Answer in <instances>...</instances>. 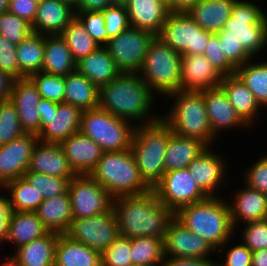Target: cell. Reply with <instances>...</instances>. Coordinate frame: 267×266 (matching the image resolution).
<instances>
[{
	"label": "cell",
	"mask_w": 267,
	"mask_h": 266,
	"mask_svg": "<svg viewBox=\"0 0 267 266\" xmlns=\"http://www.w3.org/2000/svg\"><path fill=\"white\" fill-rule=\"evenodd\" d=\"M112 209L119 233L128 238L156 237L164 239L175 213L159 201L155 191L113 199Z\"/></svg>",
	"instance_id": "3957f363"
},
{
	"label": "cell",
	"mask_w": 267,
	"mask_h": 266,
	"mask_svg": "<svg viewBox=\"0 0 267 266\" xmlns=\"http://www.w3.org/2000/svg\"><path fill=\"white\" fill-rule=\"evenodd\" d=\"M239 190L234 193V201L229 202L231 221L235 230L240 222L246 224L267 218V195L247 185Z\"/></svg>",
	"instance_id": "d4e9b609"
},
{
	"label": "cell",
	"mask_w": 267,
	"mask_h": 266,
	"mask_svg": "<svg viewBox=\"0 0 267 266\" xmlns=\"http://www.w3.org/2000/svg\"><path fill=\"white\" fill-rule=\"evenodd\" d=\"M12 213L9 199L6 195L0 194V244L3 245V241L6 240L8 234V225L10 215ZM0 245V246H1Z\"/></svg>",
	"instance_id": "6f0895ef"
},
{
	"label": "cell",
	"mask_w": 267,
	"mask_h": 266,
	"mask_svg": "<svg viewBox=\"0 0 267 266\" xmlns=\"http://www.w3.org/2000/svg\"><path fill=\"white\" fill-rule=\"evenodd\" d=\"M41 99L36 86L28 77L14 80L9 100L17 109L25 133H40V114L37 107Z\"/></svg>",
	"instance_id": "e0dca14e"
},
{
	"label": "cell",
	"mask_w": 267,
	"mask_h": 266,
	"mask_svg": "<svg viewBox=\"0 0 267 266\" xmlns=\"http://www.w3.org/2000/svg\"><path fill=\"white\" fill-rule=\"evenodd\" d=\"M24 177L28 180L30 185L40 192L44 200L63 194L68 190L69 180L67 178L31 171H26Z\"/></svg>",
	"instance_id": "ee69618b"
},
{
	"label": "cell",
	"mask_w": 267,
	"mask_h": 266,
	"mask_svg": "<svg viewBox=\"0 0 267 266\" xmlns=\"http://www.w3.org/2000/svg\"><path fill=\"white\" fill-rule=\"evenodd\" d=\"M267 13L251 1L236 0L232 16L215 33L227 60L238 68L262 52L267 45Z\"/></svg>",
	"instance_id": "6da1fadb"
},
{
	"label": "cell",
	"mask_w": 267,
	"mask_h": 266,
	"mask_svg": "<svg viewBox=\"0 0 267 266\" xmlns=\"http://www.w3.org/2000/svg\"><path fill=\"white\" fill-rule=\"evenodd\" d=\"M48 232L36 212L12 211L5 242H10L16 249L32 240L43 237Z\"/></svg>",
	"instance_id": "836d02e7"
},
{
	"label": "cell",
	"mask_w": 267,
	"mask_h": 266,
	"mask_svg": "<svg viewBox=\"0 0 267 266\" xmlns=\"http://www.w3.org/2000/svg\"><path fill=\"white\" fill-rule=\"evenodd\" d=\"M215 261L209 258H178L164 256L160 266H213Z\"/></svg>",
	"instance_id": "9f6ffc18"
},
{
	"label": "cell",
	"mask_w": 267,
	"mask_h": 266,
	"mask_svg": "<svg viewBox=\"0 0 267 266\" xmlns=\"http://www.w3.org/2000/svg\"><path fill=\"white\" fill-rule=\"evenodd\" d=\"M171 133V127L162 118L152 124L135 127L131 151L140 176L151 189L165 173L164 157Z\"/></svg>",
	"instance_id": "5b68a950"
},
{
	"label": "cell",
	"mask_w": 267,
	"mask_h": 266,
	"mask_svg": "<svg viewBox=\"0 0 267 266\" xmlns=\"http://www.w3.org/2000/svg\"><path fill=\"white\" fill-rule=\"evenodd\" d=\"M76 18L84 25L90 36L100 45L104 46L108 41L105 28L104 12H75Z\"/></svg>",
	"instance_id": "c3c4849f"
},
{
	"label": "cell",
	"mask_w": 267,
	"mask_h": 266,
	"mask_svg": "<svg viewBox=\"0 0 267 266\" xmlns=\"http://www.w3.org/2000/svg\"><path fill=\"white\" fill-rule=\"evenodd\" d=\"M163 240L148 236L131 238L132 265L160 266L164 258Z\"/></svg>",
	"instance_id": "60d3db41"
},
{
	"label": "cell",
	"mask_w": 267,
	"mask_h": 266,
	"mask_svg": "<svg viewBox=\"0 0 267 266\" xmlns=\"http://www.w3.org/2000/svg\"><path fill=\"white\" fill-rule=\"evenodd\" d=\"M64 103L78 107L81 111L99 107V88L77 71L64 76Z\"/></svg>",
	"instance_id": "d590c367"
},
{
	"label": "cell",
	"mask_w": 267,
	"mask_h": 266,
	"mask_svg": "<svg viewBox=\"0 0 267 266\" xmlns=\"http://www.w3.org/2000/svg\"><path fill=\"white\" fill-rule=\"evenodd\" d=\"M163 245L164 256L169 257L208 258L211 253H217L208 242L188 230L176 217L168 226Z\"/></svg>",
	"instance_id": "2e32d148"
},
{
	"label": "cell",
	"mask_w": 267,
	"mask_h": 266,
	"mask_svg": "<svg viewBox=\"0 0 267 266\" xmlns=\"http://www.w3.org/2000/svg\"><path fill=\"white\" fill-rule=\"evenodd\" d=\"M68 192L73 220L99 215L112 209L113 197L90 175H76Z\"/></svg>",
	"instance_id": "7c38bea8"
},
{
	"label": "cell",
	"mask_w": 267,
	"mask_h": 266,
	"mask_svg": "<svg viewBox=\"0 0 267 266\" xmlns=\"http://www.w3.org/2000/svg\"><path fill=\"white\" fill-rule=\"evenodd\" d=\"M156 37L150 31L130 26L116 37L110 38L104 47L120 73H139Z\"/></svg>",
	"instance_id": "30bf717a"
},
{
	"label": "cell",
	"mask_w": 267,
	"mask_h": 266,
	"mask_svg": "<svg viewBox=\"0 0 267 266\" xmlns=\"http://www.w3.org/2000/svg\"><path fill=\"white\" fill-rule=\"evenodd\" d=\"M153 190L159 201L174 213L209 197L197 185L188 169L165 172Z\"/></svg>",
	"instance_id": "4fadbf2b"
},
{
	"label": "cell",
	"mask_w": 267,
	"mask_h": 266,
	"mask_svg": "<svg viewBox=\"0 0 267 266\" xmlns=\"http://www.w3.org/2000/svg\"><path fill=\"white\" fill-rule=\"evenodd\" d=\"M131 255V239L119 235L101 253V266H131Z\"/></svg>",
	"instance_id": "f6af8a7d"
},
{
	"label": "cell",
	"mask_w": 267,
	"mask_h": 266,
	"mask_svg": "<svg viewBox=\"0 0 267 266\" xmlns=\"http://www.w3.org/2000/svg\"><path fill=\"white\" fill-rule=\"evenodd\" d=\"M219 86L226 93L236 113L249 127L253 126L261 106L248 87L236 74L223 76Z\"/></svg>",
	"instance_id": "83f0119b"
},
{
	"label": "cell",
	"mask_w": 267,
	"mask_h": 266,
	"mask_svg": "<svg viewBox=\"0 0 267 266\" xmlns=\"http://www.w3.org/2000/svg\"><path fill=\"white\" fill-rule=\"evenodd\" d=\"M9 7V0H0V14L7 12Z\"/></svg>",
	"instance_id": "e7e4bbea"
},
{
	"label": "cell",
	"mask_w": 267,
	"mask_h": 266,
	"mask_svg": "<svg viewBox=\"0 0 267 266\" xmlns=\"http://www.w3.org/2000/svg\"><path fill=\"white\" fill-rule=\"evenodd\" d=\"M166 97L176 100L173 101L174 104L167 115H161V118L171 127L172 132L199 139L211 147L217 136L211 131L204 92L180 90L170 93Z\"/></svg>",
	"instance_id": "52a82bcc"
},
{
	"label": "cell",
	"mask_w": 267,
	"mask_h": 266,
	"mask_svg": "<svg viewBox=\"0 0 267 266\" xmlns=\"http://www.w3.org/2000/svg\"><path fill=\"white\" fill-rule=\"evenodd\" d=\"M37 110L40 114V131L47 125V120L52 115V101L41 99Z\"/></svg>",
	"instance_id": "94428289"
},
{
	"label": "cell",
	"mask_w": 267,
	"mask_h": 266,
	"mask_svg": "<svg viewBox=\"0 0 267 266\" xmlns=\"http://www.w3.org/2000/svg\"><path fill=\"white\" fill-rule=\"evenodd\" d=\"M207 148L208 146L199 139L172 132L164 157L165 172L187 169L188 165Z\"/></svg>",
	"instance_id": "4dcf8cb0"
},
{
	"label": "cell",
	"mask_w": 267,
	"mask_h": 266,
	"mask_svg": "<svg viewBox=\"0 0 267 266\" xmlns=\"http://www.w3.org/2000/svg\"><path fill=\"white\" fill-rule=\"evenodd\" d=\"M27 171L67 178L76 176L59 143L38 141L34 147Z\"/></svg>",
	"instance_id": "7402d4cb"
},
{
	"label": "cell",
	"mask_w": 267,
	"mask_h": 266,
	"mask_svg": "<svg viewBox=\"0 0 267 266\" xmlns=\"http://www.w3.org/2000/svg\"><path fill=\"white\" fill-rule=\"evenodd\" d=\"M252 60L236 68L235 74L253 93L262 110L267 108V61Z\"/></svg>",
	"instance_id": "f35d334b"
},
{
	"label": "cell",
	"mask_w": 267,
	"mask_h": 266,
	"mask_svg": "<svg viewBox=\"0 0 267 266\" xmlns=\"http://www.w3.org/2000/svg\"><path fill=\"white\" fill-rule=\"evenodd\" d=\"M76 71L87 77L98 88L110 83L120 72L117 70L112 56L104 46L76 62Z\"/></svg>",
	"instance_id": "f546056e"
},
{
	"label": "cell",
	"mask_w": 267,
	"mask_h": 266,
	"mask_svg": "<svg viewBox=\"0 0 267 266\" xmlns=\"http://www.w3.org/2000/svg\"><path fill=\"white\" fill-rule=\"evenodd\" d=\"M202 91L204 92V101L211 131L215 136H218L220 131L228 130V128H237V126L250 128L236 113L226 93L220 86Z\"/></svg>",
	"instance_id": "603a6c76"
},
{
	"label": "cell",
	"mask_w": 267,
	"mask_h": 266,
	"mask_svg": "<svg viewBox=\"0 0 267 266\" xmlns=\"http://www.w3.org/2000/svg\"><path fill=\"white\" fill-rule=\"evenodd\" d=\"M131 27L160 33L170 11L168 6L158 0H128L125 6Z\"/></svg>",
	"instance_id": "484cf974"
},
{
	"label": "cell",
	"mask_w": 267,
	"mask_h": 266,
	"mask_svg": "<svg viewBox=\"0 0 267 266\" xmlns=\"http://www.w3.org/2000/svg\"><path fill=\"white\" fill-rule=\"evenodd\" d=\"M110 5L126 6L128 0H109Z\"/></svg>",
	"instance_id": "03108f58"
},
{
	"label": "cell",
	"mask_w": 267,
	"mask_h": 266,
	"mask_svg": "<svg viewBox=\"0 0 267 266\" xmlns=\"http://www.w3.org/2000/svg\"><path fill=\"white\" fill-rule=\"evenodd\" d=\"M203 55L222 76L235 74L236 68L227 60L222 43L215 33L209 37Z\"/></svg>",
	"instance_id": "7dc6e473"
},
{
	"label": "cell",
	"mask_w": 267,
	"mask_h": 266,
	"mask_svg": "<svg viewBox=\"0 0 267 266\" xmlns=\"http://www.w3.org/2000/svg\"><path fill=\"white\" fill-rule=\"evenodd\" d=\"M31 24L24 19L7 12L0 14V35L6 37L15 46L32 33Z\"/></svg>",
	"instance_id": "bcb514c9"
},
{
	"label": "cell",
	"mask_w": 267,
	"mask_h": 266,
	"mask_svg": "<svg viewBox=\"0 0 267 266\" xmlns=\"http://www.w3.org/2000/svg\"><path fill=\"white\" fill-rule=\"evenodd\" d=\"M225 163V159L219 153L208 147L188 165L187 169L197 185L209 197H215L218 195L215 191H218L225 181Z\"/></svg>",
	"instance_id": "ac0fdd59"
},
{
	"label": "cell",
	"mask_w": 267,
	"mask_h": 266,
	"mask_svg": "<svg viewBox=\"0 0 267 266\" xmlns=\"http://www.w3.org/2000/svg\"><path fill=\"white\" fill-rule=\"evenodd\" d=\"M89 175L113 198L137 195L151 189L140 176L131 149L104 152Z\"/></svg>",
	"instance_id": "8992f818"
},
{
	"label": "cell",
	"mask_w": 267,
	"mask_h": 266,
	"mask_svg": "<svg viewBox=\"0 0 267 266\" xmlns=\"http://www.w3.org/2000/svg\"><path fill=\"white\" fill-rule=\"evenodd\" d=\"M252 266H267V249L253 252Z\"/></svg>",
	"instance_id": "be15d7a7"
},
{
	"label": "cell",
	"mask_w": 267,
	"mask_h": 266,
	"mask_svg": "<svg viewBox=\"0 0 267 266\" xmlns=\"http://www.w3.org/2000/svg\"><path fill=\"white\" fill-rule=\"evenodd\" d=\"M1 266H17V264L10 258L6 257V260L3 262V264H0Z\"/></svg>",
	"instance_id": "003e7915"
},
{
	"label": "cell",
	"mask_w": 267,
	"mask_h": 266,
	"mask_svg": "<svg viewBox=\"0 0 267 266\" xmlns=\"http://www.w3.org/2000/svg\"><path fill=\"white\" fill-rule=\"evenodd\" d=\"M60 35L66 41L76 62L88 56L100 46L76 17L65 27Z\"/></svg>",
	"instance_id": "ab89813d"
},
{
	"label": "cell",
	"mask_w": 267,
	"mask_h": 266,
	"mask_svg": "<svg viewBox=\"0 0 267 266\" xmlns=\"http://www.w3.org/2000/svg\"><path fill=\"white\" fill-rule=\"evenodd\" d=\"M2 189L9 190L7 197L12 211L35 212L44 201L40 192L24 176L6 183Z\"/></svg>",
	"instance_id": "74e56055"
},
{
	"label": "cell",
	"mask_w": 267,
	"mask_h": 266,
	"mask_svg": "<svg viewBox=\"0 0 267 266\" xmlns=\"http://www.w3.org/2000/svg\"><path fill=\"white\" fill-rule=\"evenodd\" d=\"M38 141V135L24 133L10 143L0 145V188L24 176Z\"/></svg>",
	"instance_id": "9a60e30c"
},
{
	"label": "cell",
	"mask_w": 267,
	"mask_h": 266,
	"mask_svg": "<svg viewBox=\"0 0 267 266\" xmlns=\"http://www.w3.org/2000/svg\"><path fill=\"white\" fill-rule=\"evenodd\" d=\"M251 164L245 174V185L267 195V155Z\"/></svg>",
	"instance_id": "f5cc1de1"
},
{
	"label": "cell",
	"mask_w": 267,
	"mask_h": 266,
	"mask_svg": "<svg viewBox=\"0 0 267 266\" xmlns=\"http://www.w3.org/2000/svg\"><path fill=\"white\" fill-rule=\"evenodd\" d=\"M154 95L139 73H120L99 88V108L134 126L149 125L161 118L150 112Z\"/></svg>",
	"instance_id": "7a4b0ae2"
},
{
	"label": "cell",
	"mask_w": 267,
	"mask_h": 266,
	"mask_svg": "<svg viewBox=\"0 0 267 266\" xmlns=\"http://www.w3.org/2000/svg\"><path fill=\"white\" fill-rule=\"evenodd\" d=\"M61 1L71 5L74 9H76L80 0H61Z\"/></svg>",
	"instance_id": "a7ac6f4b"
},
{
	"label": "cell",
	"mask_w": 267,
	"mask_h": 266,
	"mask_svg": "<svg viewBox=\"0 0 267 266\" xmlns=\"http://www.w3.org/2000/svg\"><path fill=\"white\" fill-rule=\"evenodd\" d=\"M235 2L236 0H199L187 13L202 29L217 33L232 16Z\"/></svg>",
	"instance_id": "f1b7e54d"
},
{
	"label": "cell",
	"mask_w": 267,
	"mask_h": 266,
	"mask_svg": "<svg viewBox=\"0 0 267 266\" xmlns=\"http://www.w3.org/2000/svg\"><path fill=\"white\" fill-rule=\"evenodd\" d=\"M242 242L252 251L267 249V218L244 225Z\"/></svg>",
	"instance_id": "681fc988"
},
{
	"label": "cell",
	"mask_w": 267,
	"mask_h": 266,
	"mask_svg": "<svg viewBox=\"0 0 267 266\" xmlns=\"http://www.w3.org/2000/svg\"><path fill=\"white\" fill-rule=\"evenodd\" d=\"M36 86L42 99H47L57 103L64 102V76L46 74L42 71L34 73L28 77Z\"/></svg>",
	"instance_id": "b9f144b4"
},
{
	"label": "cell",
	"mask_w": 267,
	"mask_h": 266,
	"mask_svg": "<svg viewBox=\"0 0 267 266\" xmlns=\"http://www.w3.org/2000/svg\"><path fill=\"white\" fill-rule=\"evenodd\" d=\"M35 212L49 232L65 234L73 221L68 190L44 200Z\"/></svg>",
	"instance_id": "1f68e13d"
},
{
	"label": "cell",
	"mask_w": 267,
	"mask_h": 266,
	"mask_svg": "<svg viewBox=\"0 0 267 266\" xmlns=\"http://www.w3.org/2000/svg\"><path fill=\"white\" fill-rule=\"evenodd\" d=\"M0 70L8 73L14 79H19L16 46L2 35H0Z\"/></svg>",
	"instance_id": "816d5d0a"
},
{
	"label": "cell",
	"mask_w": 267,
	"mask_h": 266,
	"mask_svg": "<svg viewBox=\"0 0 267 266\" xmlns=\"http://www.w3.org/2000/svg\"><path fill=\"white\" fill-rule=\"evenodd\" d=\"M253 252L242 242L232 246L224 258V262H219L221 266H252Z\"/></svg>",
	"instance_id": "db71d44e"
},
{
	"label": "cell",
	"mask_w": 267,
	"mask_h": 266,
	"mask_svg": "<svg viewBox=\"0 0 267 266\" xmlns=\"http://www.w3.org/2000/svg\"><path fill=\"white\" fill-rule=\"evenodd\" d=\"M181 58V54L159 38L154 39L139 72L154 94L166 97L181 90Z\"/></svg>",
	"instance_id": "ba28073f"
},
{
	"label": "cell",
	"mask_w": 267,
	"mask_h": 266,
	"mask_svg": "<svg viewBox=\"0 0 267 266\" xmlns=\"http://www.w3.org/2000/svg\"><path fill=\"white\" fill-rule=\"evenodd\" d=\"M75 17V9L61 0H40L32 31L42 35H60Z\"/></svg>",
	"instance_id": "cb8c5ba5"
},
{
	"label": "cell",
	"mask_w": 267,
	"mask_h": 266,
	"mask_svg": "<svg viewBox=\"0 0 267 266\" xmlns=\"http://www.w3.org/2000/svg\"><path fill=\"white\" fill-rule=\"evenodd\" d=\"M175 217L188 230L208 242L216 252H222L234 234L229 202L222 197H208L184 206L175 213Z\"/></svg>",
	"instance_id": "277c9868"
},
{
	"label": "cell",
	"mask_w": 267,
	"mask_h": 266,
	"mask_svg": "<svg viewBox=\"0 0 267 266\" xmlns=\"http://www.w3.org/2000/svg\"><path fill=\"white\" fill-rule=\"evenodd\" d=\"M82 112L78 107L71 104L52 101V115L47 120V125L38 134L39 141L60 143L79 132Z\"/></svg>",
	"instance_id": "ffe728a7"
},
{
	"label": "cell",
	"mask_w": 267,
	"mask_h": 266,
	"mask_svg": "<svg viewBox=\"0 0 267 266\" xmlns=\"http://www.w3.org/2000/svg\"><path fill=\"white\" fill-rule=\"evenodd\" d=\"M158 1H160V2H162V3H164V4H166L167 6H169V1H170V0H158Z\"/></svg>",
	"instance_id": "89a4df30"
},
{
	"label": "cell",
	"mask_w": 267,
	"mask_h": 266,
	"mask_svg": "<svg viewBox=\"0 0 267 266\" xmlns=\"http://www.w3.org/2000/svg\"><path fill=\"white\" fill-rule=\"evenodd\" d=\"M199 0H170L168 9L170 13L188 12Z\"/></svg>",
	"instance_id": "6125c7cd"
},
{
	"label": "cell",
	"mask_w": 267,
	"mask_h": 266,
	"mask_svg": "<svg viewBox=\"0 0 267 266\" xmlns=\"http://www.w3.org/2000/svg\"><path fill=\"white\" fill-rule=\"evenodd\" d=\"M38 3L39 1L34 0H9L8 12L32 25L37 15Z\"/></svg>",
	"instance_id": "11a10c76"
},
{
	"label": "cell",
	"mask_w": 267,
	"mask_h": 266,
	"mask_svg": "<svg viewBox=\"0 0 267 266\" xmlns=\"http://www.w3.org/2000/svg\"><path fill=\"white\" fill-rule=\"evenodd\" d=\"M135 127L99 107L81 114L80 131L95 141L104 152L131 149Z\"/></svg>",
	"instance_id": "9c48e42d"
},
{
	"label": "cell",
	"mask_w": 267,
	"mask_h": 266,
	"mask_svg": "<svg viewBox=\"0 0 267 266\" xmlns=\"http://www.w3.org/2000/svg\"><path fill=\"white\" fill-rule=\"evenodd\" d=\"M60 146L76 175H89L97 166L104 150L81 131L61 141Z\"/></svg>",
	"instance_id": "44dd1931"
},
{
	"label": "cell",
	"mask_w": 267,
	"mask_h": 266,
	"mask_svg": "<svg viewBox=\"0 0 267 266\" xmlns=\"http://www.w3.org/2000/svg\"><path fill=\"white\" fill-rule=\"evenodd\" d=\"M58 237V233L48 232L43 237L16 248L10 258L17 266H55Z\"/></svg>",
	"instance_id": "4316f807"
},
{
	"label": "cell",
	"mask_w": 267,
	"mask_h": 266,
	"mask_svg": "<svg viewBox=\"0 0 267 266\" xmlns=\"http://www.w3.org/2000/svg\"><path fill=\"white\" fill-rule=\"evenodd\" d=\"M41 71L59 76L76 71V61L61 35H45L44 60Z\"/></svg>",
	"instance_id": "d6a6232c"
},
{
	"label": "cell",
	"mask_w": 267,
	"mask_h": 266,
	"mask_svg": "<svg viewBox=\"0 0 267 266\" xmlns=\"http://www.w3.org/2000/svg\"><path fill=\"white\" fill-rule=\"evenodd\" d=\"M19 115L14 104L8 99L0 102V145L8 144L22 136Z\"/></svg>",
	"instance_id": "7bdbcfd3"
},
{
	"label": "cell",
	"mask_w": 267,
	"mask_h": 266,
	"mask_svg": "<svg viewBox=\"0 0 267 266\" xmlns=\"http://www.w3.org/2000/svg\"><path fill=\"white\" fill-rule=\"evenodd\" d=\"M103 12L108 40L130 27L129 16L125 6L109 5Z\"/></svg>",
	"instance_id": "f907efd6"
},
{
	"label": "cell",
	"mask_w": 267,
	"mask_h": 266,
	"mask_svg": "<svg viewBox=\"0 0 267 266\" xmlns=\"http://www.w3.org/2000/svg\"><path fill=\"white\" fill-rule=\"evenodd\" d=\"M65 235L102 253L120 233L117 218L111 209L99 215L73 220Z\"/></svg>",
	"instance_id": "5bb4252c"
},
{
	"label": "cell",
	"mask_w": 267,
	"mask_h": 266,
	"mask_svg": "<svg viewBox=\"0 0 267 266\" xmlns=\"http://www.w3.org/2000/svg\"><path fill=\"white\" fill-rule=\"evenodd\" d=\"M223 76L203 54L182 55L181 90L202 91L217 88Z\"/></svg>",
	"instance_id": "d6986e66"
},
{
	"label": "cell",
	"mask_w": 267,
	"mask_h": 266,
	"mask_svg": "<svg viewBox=\"0 0 267 266\" xmlns=\"http://www.w3.org/2000/svg\"><path fill=\"white\" fill-rule=\"evenodd\" d=\"M212 34L202 29L187 12L170 13L157 38L181 55H196L203 54Z\"/></svg>",
	"instance_id": "8fae6325"
},
{
	"label": "cell",
	"mask_w": 267,
	"mask_h": 266,
	"mask_svg": "<svg viewBox=\"0 0 267 266\" xmlns=\"http://www.w3.org/2000/svg\"><path fill=\"white\" fill-rule=\"evenodd\" d=\"M45 35L32 32L16 46L19 79L40 72L44 60Z\"/></svg>",
	"instance_id": "8d00e7d4"
},
{
	"label": "cell",
	"mask_w": 267,
	"mask_h": 266,
	"mask_svg": "<svg viewBox=\"0 0 267 266\" xmlns=\"http://www.w3.org/2000/svg\"><path fill=\"white\" fill-rule=\"evenodd\" d=\"M109 5V0H80L75 12L104 11Z\"/></svg>",
	"instance_id": "680465c9"
},
{
	"label": "cell",
	"mask_w": 267,
	"mask_h": 266,
	"mask_svg": "<svg viewBox=\"0 0 267 266\" xmlns=\"http://www.w3.org/2000/svg\"><path fill=\"white\" fill-rule=\"evenodd\" d=\"M14 80L8 73L0 70V102L10 98Z\"/></svg>",
	"instance_id": "91938a15"
},
{
	"label": "cell",
	"mask_w": 267,
	"mask_h": 266,
	"mask_svg": "<svg viewBox=\"0 0 267 266\" xmlns=\"http://www.w3.org/2000/svg\"><path fill=\"white\" fill-rule=\"evenodd\" d=\"M55 266H101V253L59 234Z\"/></svg>",
	"instance_id": "e575fe53"
},
{
	"label": "cell",
	"mask_w": 267,
	"mask_h": 266,
	"mask_svg": "<svg viewBox=\"0 0 267 266\" xmlns=\"http://www.w3.org/2000/svg\"><path fill=\"white\" fill-rule=\"evenodd\" d=\"M218 261H215V263L213 264V266H221L220 264H219V262L217 263Z\"/></svg>",
	"instance_id": "2644e50d"
}]
</instances>
